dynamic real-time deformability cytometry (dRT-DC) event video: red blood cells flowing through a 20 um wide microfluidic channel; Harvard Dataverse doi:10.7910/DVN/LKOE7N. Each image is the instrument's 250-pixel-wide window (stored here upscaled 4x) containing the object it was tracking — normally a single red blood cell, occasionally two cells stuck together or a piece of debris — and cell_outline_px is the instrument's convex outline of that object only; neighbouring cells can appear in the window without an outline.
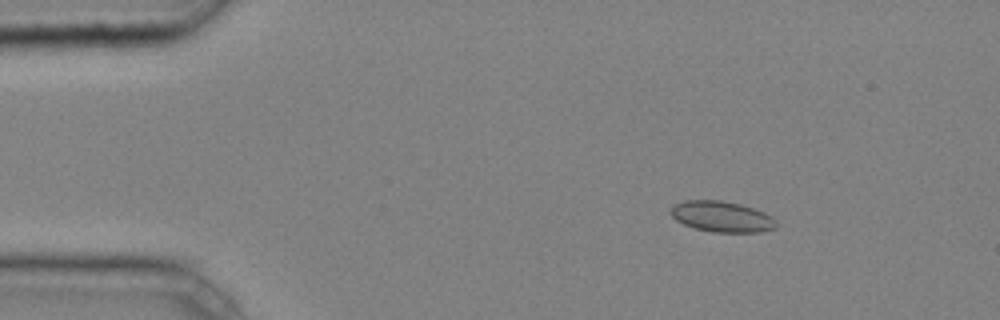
{"species": "common noctule bat (a hibernating species)", "species_latin": "Nyctalus noctula", "temperature_condition": "cold", "stored_images_in_passage": 5, "segment_of_instrument_passage": [1, 2], "camera_frame_rate_fps": 3000, "um_per_image_px": 0.085, "animal": {"sex": "male", "body_mass_g": 20.4}, "frame": {"image": 1, "passage_image": 2, "time_ms": 0.333, "image_size_px": [1000, 320], "cell_outline_px": [[776, 228], [760, 232], [712, 232], [696, 228], [684, 224], [676, 220], [668, 212], [668, 208], [684, 200], [720, 200], [740, 204], [764, 212], [772, 216], [776, 220]], "centroid_in_image_um": [61.33, 18.41], "position_along_channel_um": 23.7, "area_um2": 19.02}}